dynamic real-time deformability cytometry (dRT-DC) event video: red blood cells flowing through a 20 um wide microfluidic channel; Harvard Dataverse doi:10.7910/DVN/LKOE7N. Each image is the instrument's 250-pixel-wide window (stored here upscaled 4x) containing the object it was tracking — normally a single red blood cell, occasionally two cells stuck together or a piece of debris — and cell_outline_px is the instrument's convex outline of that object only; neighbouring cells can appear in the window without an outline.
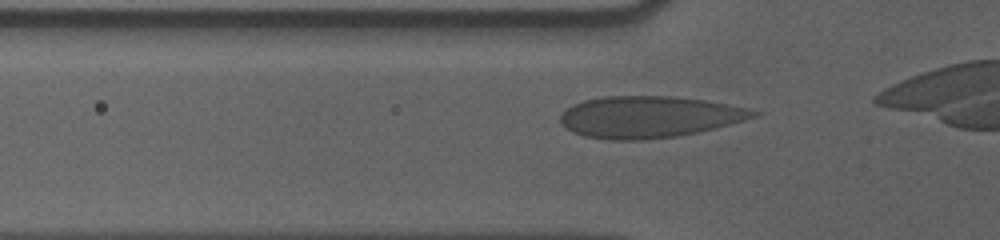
{"species": "human", "species_latin": "Homo sapiens", "temperature_condition": "cold", "stored_images_in_passage": 30, "camera_frame_rate_fps": 3000, "um_per_image_px": 0.085, "donor": {"sex": "male"}, "frame": {"image": 1, "passage_image": 2, "time_ms": 0.333, "image_size_px": [1000, 240], "cell_outline_px": [[760, 112], [756, 116], [744, 120], [700, 132], [676, 136], [644, 140], [608, 140], [584, 136], [572, 132], [560, 124], [560, 112], [572, 104], [584, 100], [604, 96], [672, 96], [704, 100], [748, 108]], "centroid_in_image_um": [55.11, 9.94], "position_along_channel_um": 70.7, "area_um2": 46.99}}
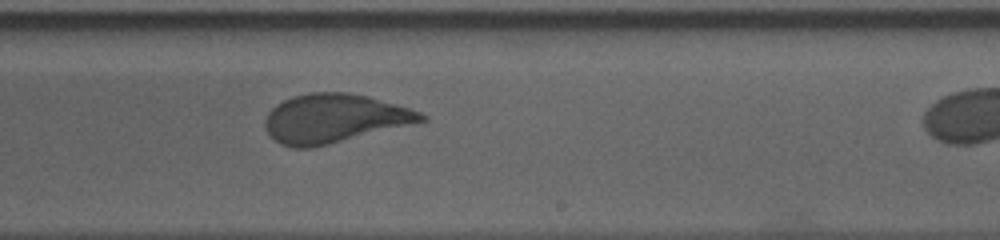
{"frame": {"image": 2, "passage_image": 18, "time_ms": 5.667, "image_size_px": [1000, 240], "cell_outline_px": [[428, 120], [312, 148], [292, 148], [280, 144], [268, 132], [264, 124], [264, 120], [268, 112], [276, 104], [292, 96], [308, 92], [348, 92], [368, 96], [408, 108], [420, 112], [428, 116]], "centroid_in_image_um": [28.38, 10.06], "position_along_channel_um": 260.6, "area_um2": 44.22}}
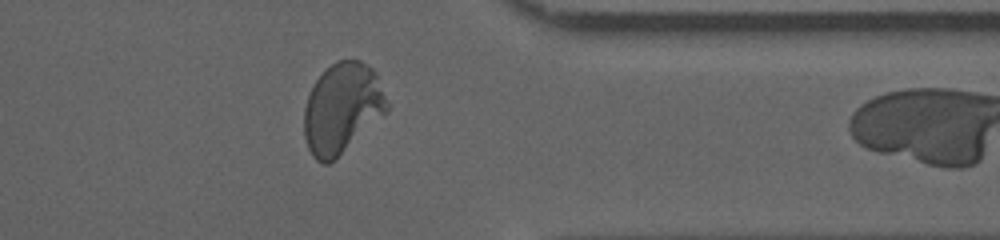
{"frame": {"image": 3, "passage_image": 29, "time_ms": 9.333, "image_size_px": [1000, 240], "cell_outline_px": [[388, 112], [328, 164], [324, 164], [316, 160], [312, 156], [308, 148], [304, 136], [304, 108], [308, 96], [316, 80], [336, 60], [360, 60], [372, 68], [376, 72], [388, 104]], "centroid_in_image_um": [29.08, 9.2], "position_along_channel_um": 382.3, "area_um2": 43.23}}